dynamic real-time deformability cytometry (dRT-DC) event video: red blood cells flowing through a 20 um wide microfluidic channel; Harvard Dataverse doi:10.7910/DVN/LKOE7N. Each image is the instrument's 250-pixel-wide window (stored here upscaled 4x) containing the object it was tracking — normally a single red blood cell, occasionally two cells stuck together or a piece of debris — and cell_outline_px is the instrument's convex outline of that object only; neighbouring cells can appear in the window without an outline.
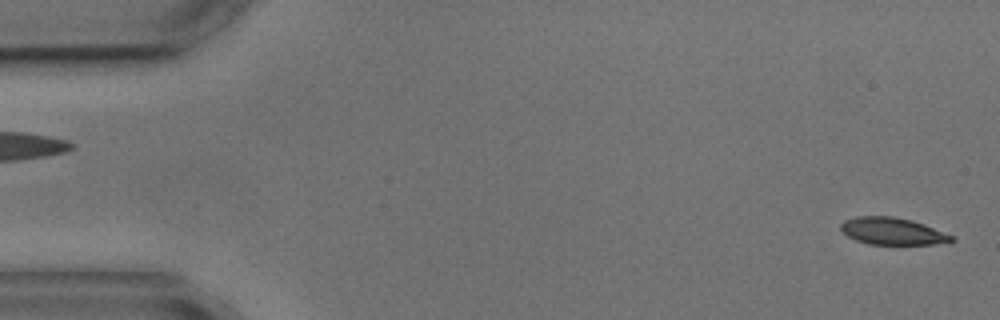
{"species": "common noctule bat (a hibernating species)", "species_latin": "Nyctalus noctula", "temperature_condition": "cold", "stored_images_in_passage": 5, "segment_of_instrument_passage": [2, 2], "camera_frame_rate_fps": 3000, "um_per_image_px": 0.085, "animal": {"sex": "male", "body_mass_g": 17.9, "forearm_length_mm": 54.2}, "frame": {"image": 1, "passage_image": 5, "time_ms": 4.667, "image_size_px": [1000, 320], "cell_outline_px": [[956, 240], [932, 244], [868, 244], [856, 240], [848, 236], [840, 228], [840, 224], [844, 220], [856, 216], [892, 216], [912, 220], [924, 224], [952, 236]], "centroid_in_image_um": [75.81, 19.64], "position_along_channel_um": 9.2, "area_um2": 17.28}}